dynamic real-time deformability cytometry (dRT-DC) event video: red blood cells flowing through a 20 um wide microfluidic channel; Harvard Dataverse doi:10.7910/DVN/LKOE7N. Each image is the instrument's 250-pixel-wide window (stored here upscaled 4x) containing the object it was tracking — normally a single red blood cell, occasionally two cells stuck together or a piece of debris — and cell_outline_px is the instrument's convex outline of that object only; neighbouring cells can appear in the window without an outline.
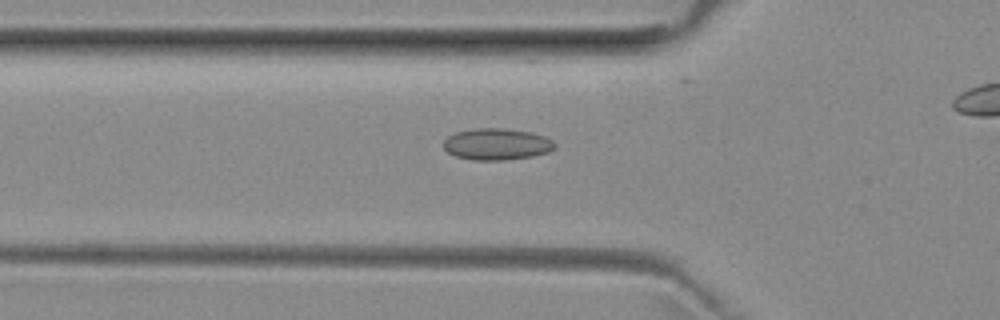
{"species": "common noctule bat (a hibernating species)", "species_latin": "Nyctalus noctula", "temperature_condition": "room temperature", "stored_images_in_passage": 32, "camera_frame_rate_fps": 3000, "um_per_image_px": 0.085, "animal": {"sex": "female", "body_mass_g": 29.2, "forearm_length_mm": 56.3}, "frame": {"image": 1, "passage_image": 7, "time_ms": 2.0, "image_size_px": [1000, 320], "cell_outline_px": [[556, 148], [548, 152], [532, 156], [504, 160], [472, 160], [456, 156], [448, 152], [444, 148], [444, 140], [448, 136], [456, 132], [472, 128], [504, 128], [532, 132], [544, 136], [552, 140], [556, 144]], "centroid_in_image_um": [42.24, 12.25], "position_along_channel_um": 83.6, "area_um2": 20.58}}
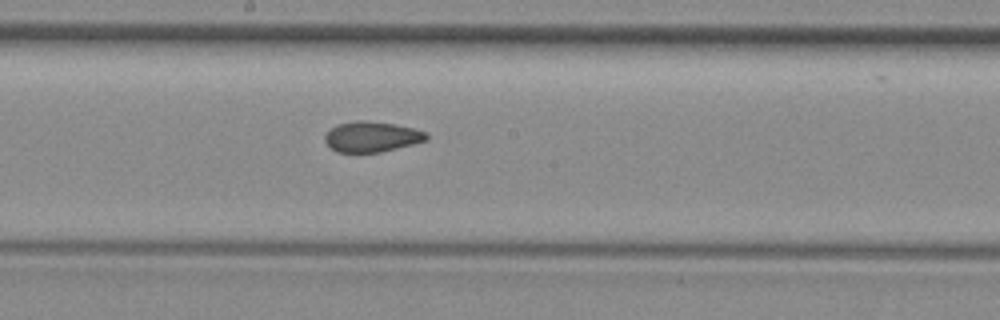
{"frame": {"image": 2, "passage_image": 17, "time_ms": 5.333, "image_size_px": [1000, 320], "cell_outline_px": [[428, 140], [380, 152], [336, 152], [324, 140], [324, 136], [336, 124], [356, 120], [368, 120], [396, 124], [428, 132]], "centroid_in_image_um": [31.61, 11.61], "position_along_channel_um": 216.6, "area_um2": 18.03}}
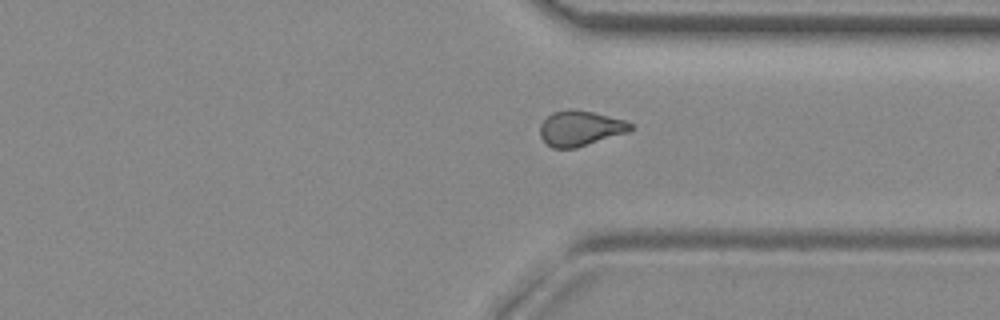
{"frame": {"image": 3, "passage_image": 28, "time_ms": 9.0, "image_size_px": [1000, 320], "cell_outline_px": [[632, 128], [628, 132], [576, 148], [552, 148], [540, 136], [540, 124], [552, 112], [568, 108], [592, 112], [624, 120], [632, 124]], "centroid_in_image_um": [49.29, 10.9], "position_along_channel_um": 362.1, "area_um2": 18.44}}